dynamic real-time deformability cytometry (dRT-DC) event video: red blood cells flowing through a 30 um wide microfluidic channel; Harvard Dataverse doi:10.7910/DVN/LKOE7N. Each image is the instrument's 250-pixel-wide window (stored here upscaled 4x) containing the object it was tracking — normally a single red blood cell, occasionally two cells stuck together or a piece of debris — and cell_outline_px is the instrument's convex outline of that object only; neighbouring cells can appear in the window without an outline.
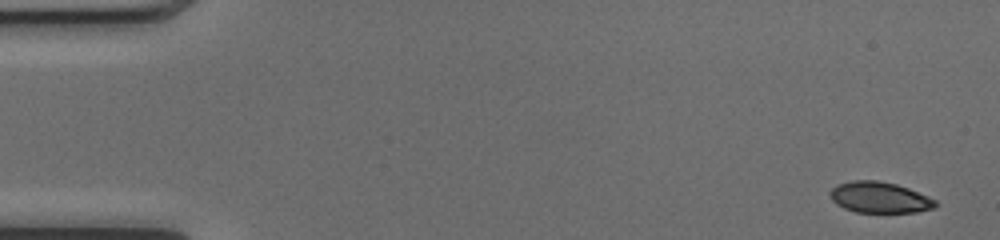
{"species": "common noctule bat (a hibernating species)", "species_latin": "Nyctalus noctula", "temperature_condition": "cold", "stored_images_in_passage": 49, "camera_frame_rate_fps": 3000, "um_per_image_px": 0.085, "animal": {"sex": "female", "body_mass_g": 17.0, "forearm_length_mm": 48.0}, "frame": {"image": 1, "passage_image": 1, "time_ms": 0.0, "image_size_px": [1000, 240], "cell_outline_px": [[936, 208], [916, 212], [856, 212], [844, 208], [836, 204], [832, 200], [828, 192], [836, 184], [852, 180], [876, 180], [896, 184], [908, 188], [928, 196], [936, 200]], "centroid_in_image_um": [74.74, 16.78], "position_along_channel_um": 10.3, "area_um2": 19.13}}
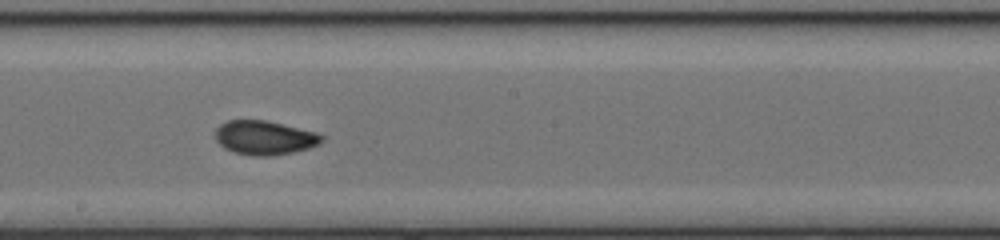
{"frame": {"image": 2, "passage_image": 27, "time_ms": 8.667, "image_size_px": [1000, 240], "cell_outline_px": [[324, 140], [320, 144], [308, 148], [292, 152], [272, 156], [252, 156], [232, 152], [224, 148], [216, 140], [216, 128], [220, 124], [228, 120], [264, 120], [316, 132], [324, 136]], "centroid_in_image_um": [22.48, 11.71], "position_along_channel_um": 225.7, "area_um2": 21.15}}
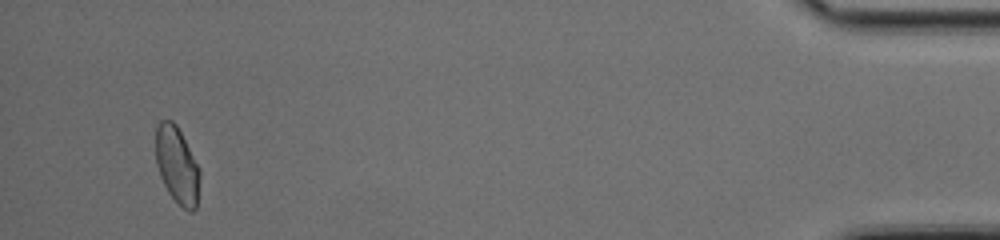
{"frame": {"image": 3, "passage_image": 47, "time_ms": 15.333, "image_size_px": [1000, 240], "cell_outline_px": [[200, 180], [196, 208], [192, 212], [188, 212], [168, 192], [160, 176], [156, 164], [156, 124], [160, 120], [172, 120], [176, 124], [200, 168]], "centroid_in_image_um": [15.05, 14.03], "position_along_channel_um": 420.1, "area_um2": 19.77}, "authors_computed_cell_mechanics": {"area_um2": 20.3456, "velocity_mm_per_s": 4.107, "shape_relaxation_time_tau1_ms": 7.2474, "shape_relaxation_time_tau2_ms": 1.3312, "deformation_change_tau1": 0.1507, "deformation_change_tau2": 0.0632}}